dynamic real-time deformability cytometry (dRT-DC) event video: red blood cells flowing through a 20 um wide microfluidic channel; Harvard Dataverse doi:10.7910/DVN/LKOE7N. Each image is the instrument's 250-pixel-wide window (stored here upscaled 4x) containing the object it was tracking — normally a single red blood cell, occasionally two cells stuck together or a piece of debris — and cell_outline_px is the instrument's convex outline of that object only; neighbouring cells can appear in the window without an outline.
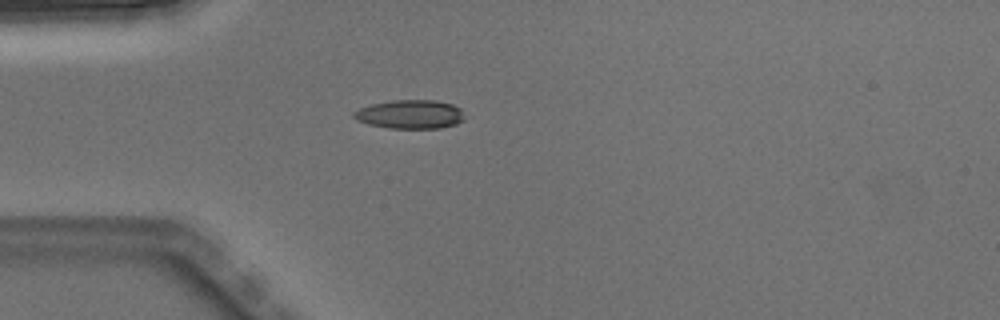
{"species": "Egyptian fruit bat (a non-hibernating species)", "species_latin": "Rousettus aegyptiacus", "temperature_condition": "warm", "stored_images_in_passage": 1, "camera_frame_rate_fps": 3000, "um_per_image_px": 0.085, "animal": {"sex": "male"}, "frame": {"image": 1, "passage_image": 1, "time_ms": 0.0, "image_size_px": [1000, 320], "cell_outline_px": [[464, 120], [456, 124], [440, 128], [388, 128], [368, 124], [356, 120], [352, 116], [352, 112], [360, 108], [372, 104], [392, 100], [436, 100], [452, 104], [460, 108]], "centroid_in_image_um": [34.84, 9.71], "position_along_channel_um": 50.2, "area_um2": 18.61}}